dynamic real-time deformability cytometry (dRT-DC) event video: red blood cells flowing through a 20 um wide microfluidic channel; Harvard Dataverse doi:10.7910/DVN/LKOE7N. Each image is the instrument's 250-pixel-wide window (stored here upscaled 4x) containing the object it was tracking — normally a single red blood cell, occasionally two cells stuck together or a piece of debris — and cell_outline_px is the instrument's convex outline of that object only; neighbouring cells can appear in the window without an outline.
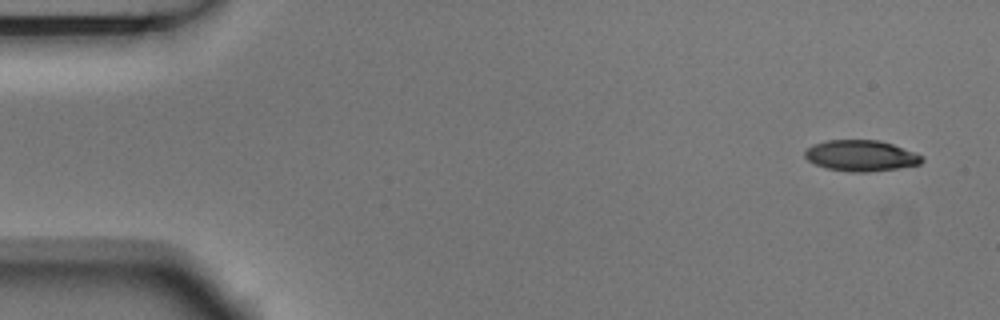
{"species": "Egyptian fruit bat (a non-hibernating species)", "species_latin": "Rousettus aegyptiacus", "temperature_condition": "room temperature", "stored_images_in_passage": 4, "camera_frame_rate_fps": 3000, "um_per_image_px": 0.085, "animal": {"sex": "male"}, "frame": {"image": 1, "passage_image": 1, "time_ms": 0.0, "image_size_px": [1000, 320], "cell_outline_px": [[924, 160], [920, 164], [896, 168], [868, 172], [852, 172], [828, 168], [816, 164], [808, 160], [804, 156], [804, 152], [812, 144], [828, 140], [880, 140], [916, 152], [924, 156]], "centroid_in_image_um": [73.2, 13.22], "position_along_channel_um": 11.8, "area_um2": 21.1}}
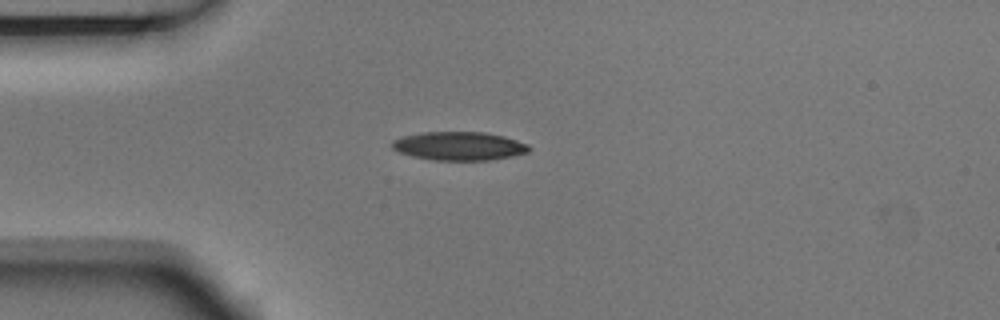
{"frame": {"image": 2, "passage_image": 4, "time_ms": 1.0, "image_size_px": [1000, 320], "cell_outline_px": [[532, 148], [528, 152], [512, 156], [488, 160], [432, 160], [412, 156], [400, 152], [392, 148], [392, 140], [400, 136], [424, 132], [484, 132], [504, 136], [528, 144]], "centroid_in_image_um": [39.02, 12.41], "position_along_channel_um": 46.0, "area_um2": 22.83}}